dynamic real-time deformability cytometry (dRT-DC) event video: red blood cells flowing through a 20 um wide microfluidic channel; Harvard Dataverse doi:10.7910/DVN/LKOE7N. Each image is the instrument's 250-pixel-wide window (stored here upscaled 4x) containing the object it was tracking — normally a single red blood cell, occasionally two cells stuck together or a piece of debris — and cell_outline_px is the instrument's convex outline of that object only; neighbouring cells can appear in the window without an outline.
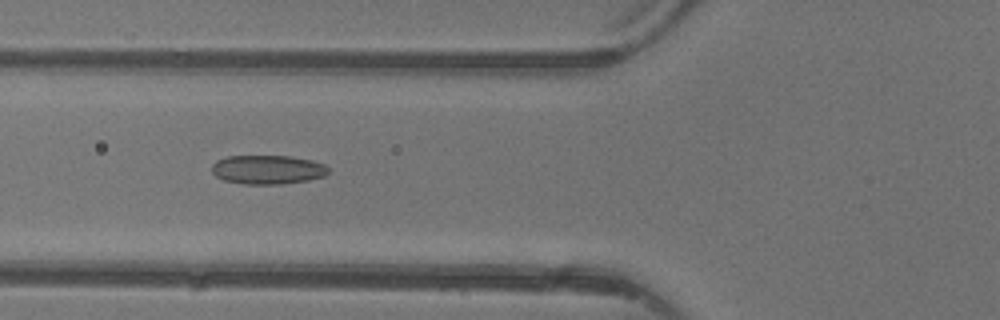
{"species": "common noctule bat (a hibernating species)", "species_latin": "Nyctalus noctula", "temperature_condition": "warm", "stored_images_in_passage": 3, "camera_frame_rate_fps": 3000, "um_per_image_px": 0.085, "animal": {"sex": "female"}, "frame": {"image": 1, "passage_image": 3, "time_ms": 2.333, "image_size_px": [1000, 320], "cell_outline_px": [[328, 172], [324, 176], [308, 180], [280, 184], [244, 184], [224, 180], [216, 176], [212, 172], [212, 164], [216, 160], [228, 156], [288, 156], [312, 160], [324, 164], [328, 168]], "centroid_in_image_um": [22.73, 14.41], "position_along_channel_um": 103.1, "area_um2": 19.65}}